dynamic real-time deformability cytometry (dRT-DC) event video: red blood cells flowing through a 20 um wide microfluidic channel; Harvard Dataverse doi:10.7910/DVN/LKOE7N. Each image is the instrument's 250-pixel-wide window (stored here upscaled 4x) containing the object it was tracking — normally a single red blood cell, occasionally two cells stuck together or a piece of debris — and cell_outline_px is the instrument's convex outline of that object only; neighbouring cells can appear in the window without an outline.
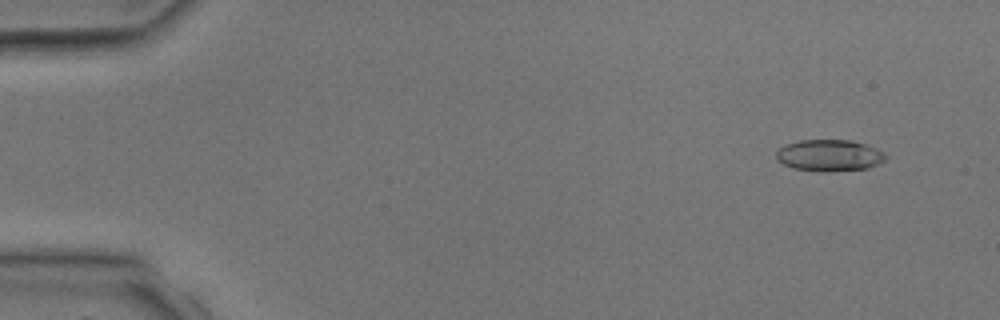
{"species": "common noctule bat (a hibernating species)", "species_latin": "Nyctalus noctula", "temperature_condition": "room temperature", "stored_images_in_passage": 3, "camera_frame_rate_fps": 3000, "um_per_image_px": 0.085, "animal": {"sex": "male", "body_mass_g": 17.9, "forearm_length_mm": 54.2}, "frame": {"image": 1, "passage_image": 3, "time_ms": 2.333, "image_size_px": [1000, 320], "cell_outline_px": [[888, 156], [884, 160], [868, 168], [820, 172], [792, 168], [776, 160], [776, 152], [784, 144], [800, 140], [852, 140], [876, 148], [884, 152]], "centroid_in_image_um": [70.47, 13.2], "position_along_channel_um": 14.5, "area_um2": 20.17}}